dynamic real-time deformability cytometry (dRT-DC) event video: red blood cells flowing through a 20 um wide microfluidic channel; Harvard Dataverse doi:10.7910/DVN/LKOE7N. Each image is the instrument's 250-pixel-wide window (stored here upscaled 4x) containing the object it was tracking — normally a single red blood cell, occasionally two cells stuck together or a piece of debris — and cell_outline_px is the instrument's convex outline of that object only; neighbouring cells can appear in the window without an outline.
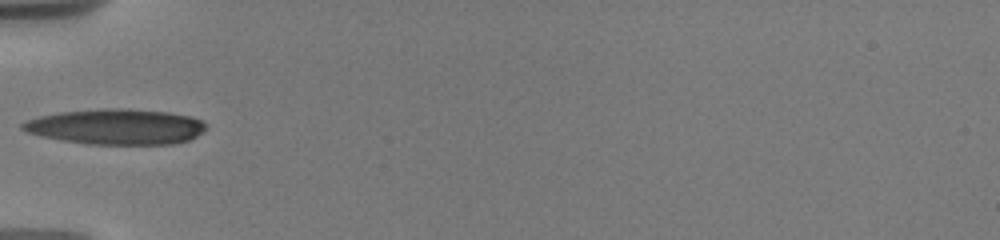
{"species": "human", "species_latin": "Homo sapiens", "temperature_condition": "warm", "stored_images_in_passage": 6, "camera_frame_rate_fps": 3000, "um_per_image_px": 0.085, "donor": {"sex": "male"}, "frame": {"image": 1, "passage_image": 1, "time_ms": 0.0, "image_size_px": [1000, 240], "cell_outline_px": [[208, 128], [204, 132], [188, 140], [172, 144], [88, 144], [64, 140], [44, 136], [28, 132], [20, 128], [20, 124], [24, 120], [40, 116], [60, 112], [100, 108], [128, 108], [168, 112], [188, 116], [200, 120], [208, 124]], "centroid_in_image_um": [9.89, 10.76], "position_along_channel_um": 75.1, "area_um2": 38.03}}
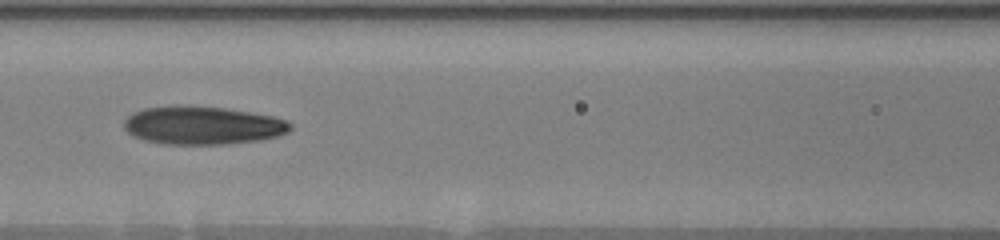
{"frame": {"image": 2, "passage_image": 3, "time_ms": 2.0, "image_size_px": [1000, 240], "cell_outline_px": [[292, 128], [288, 132], [276, 136], [260, 140], [224, 144], [160, 144], [144, 140], [132, 136], [124, 128], [124, 120], [132, 112], [144, 108], [188, 104], [224, 108], [272, 116], [284, 120], [292, 124]], "centroid_in_image_um": [17.17, 10.65], "position_along_channel_um": 149.4, "area_um2": 37.22}}
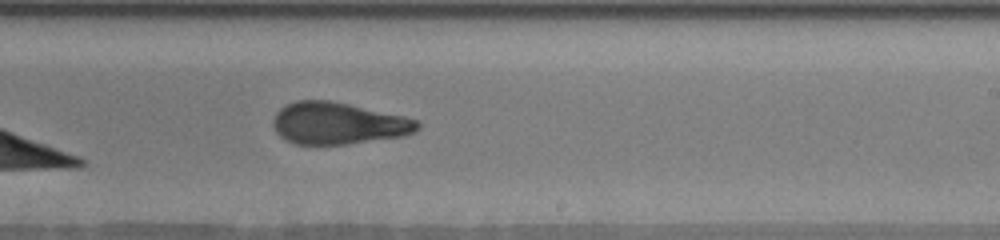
{"frame": {"image": 3, "passage_image": 6, "time_ms": 5.0, "image_size_px": [1000, 240], "cell_outline_px": [[420, 128], [416, 132], [404, 136], [344, 144], [296, 144], [280, 136], [276, 132], [272, 124], [272, 120], [276, 112], [280, 108], [296, 100], [328, 100], [348, 104], [404, 116], [420, 120]], "centroid_in_image_um": [28.76, 10.48], "position_along_channel_um": 260.2, "area_um2": 35.2}}